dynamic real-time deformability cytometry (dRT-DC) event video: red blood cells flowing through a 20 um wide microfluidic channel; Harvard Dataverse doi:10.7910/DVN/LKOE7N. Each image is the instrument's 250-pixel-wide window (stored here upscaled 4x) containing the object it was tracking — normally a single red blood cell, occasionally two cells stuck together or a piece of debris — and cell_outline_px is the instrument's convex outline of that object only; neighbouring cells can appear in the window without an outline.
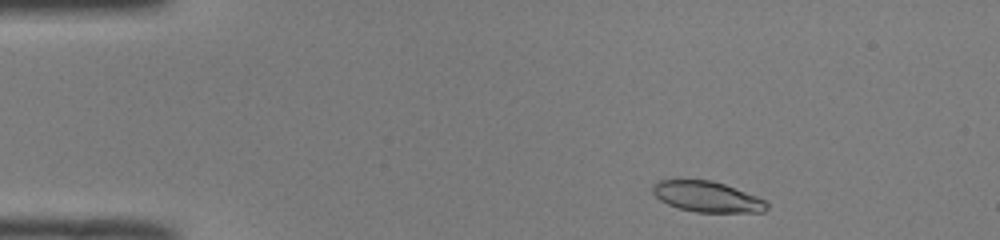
{"species": "common noctule bat (a hibernating species)", "species_latin": "Nyctalus noctula", "temperature_condition": "room temperature", "stored_images_in_passage": 44, "camera_frame_rate_fps": 3000, "um_per_image_px": 0.085, "animal": {"sex": "male", "body_mass_g": 19.0, "forearm_length_mm": 50.8}, "frame": {"image": 1, "passage_image": 2, "time_ms": 0.333, "image_size_px": [1000, 240], "cell_outline_px": [[768, 208], [764, 212], [696, 212], [680, 208], [668, 204], [660, 200], [652, 192], [652, 184], [660, 180], [712, 180], [724, 184], [756, 196], [764, 200], [768, 204]], "centroid_in_image_um": [60.09, 16.72], "position_along_channel_um": 24.9, "area_um2": 20.23}}
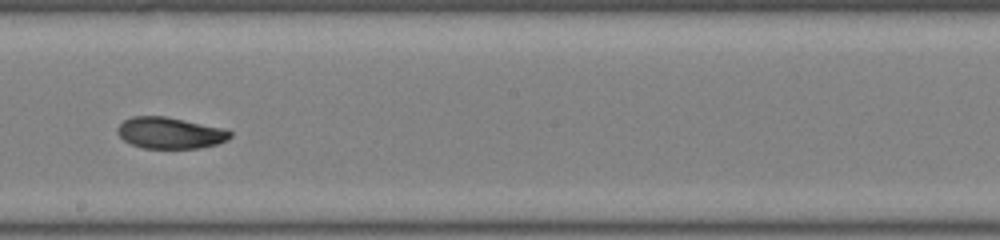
{"frame": {"image": 2, "passage_image": 23, "time_ms": 7.333, "image_size_px": [1000, 240], "cell_outline_px": [[232, 136], [228, 140], [216, 144], [200, 148], [144, 148], [132, 144], [124, 140], [116, 132], [116, 128], [124, 120], [132, 116], [164, 116], [228, 128], [232, 132]], "centroid_in_image_um": [14.5, 11.29], "position_along_channel_um": 233.7, "area_um2": 20.81}}
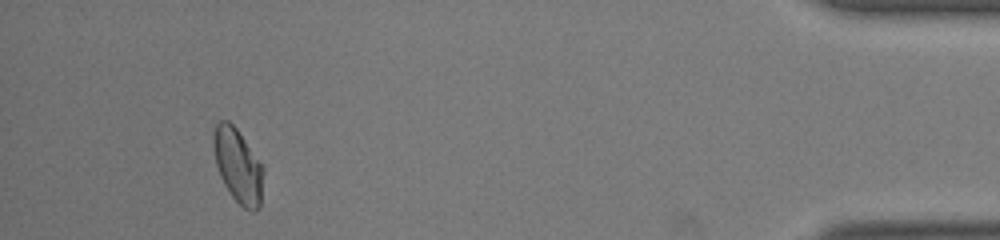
{"frame": {"image": 3, "passage_image": 41, "time_ms": 13.333, "image_size_px": [1000, 240], "cell_outline_px": [[264, 168], [260, 204], [256, 212], [252, 212], [244, 208], [228, 192], [220, 176], [216, 164], [212, 144], [212, 136], [216, 124], [220, 120], [228, 120], [236, 128]], "centroid_in_image_um": [20.21, 14.09], "position_along_channel_um": 415.0, "area_um2": 21.44}, "authors_computed_cell_mechanics": {"area_um2": 21.2993, "velocity_mm_per_s": 4.07, "shape_relaxation_time_tau1_ms": 6.7649, "shape_relaxation_time_tau2_ms": 2.2711, "deformation_change_tau1": 0.1798, "deformation_change_tau2": 0.0638}}